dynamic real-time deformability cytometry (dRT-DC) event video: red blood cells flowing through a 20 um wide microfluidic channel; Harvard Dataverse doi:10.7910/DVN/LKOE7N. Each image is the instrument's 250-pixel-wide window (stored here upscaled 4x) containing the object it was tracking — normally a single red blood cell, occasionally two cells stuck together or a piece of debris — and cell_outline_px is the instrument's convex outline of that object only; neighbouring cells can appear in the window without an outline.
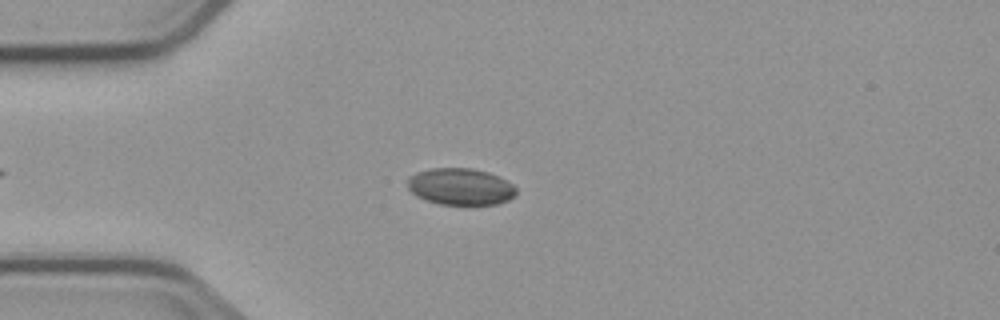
{"species": "common noctule bat (a hibernating species)", "species_latin": "Nyctalus noctula", "temperature_condition": "cold", "stored_images_in_passage": 5, "camera_frame_rate_fps": 3000, "um_per_image_px": 0.085, "animal": {"sex": "male", "body_mass_g": 23.1, "forearm_length_mm": 52.7}, "frame": {"image": 1, "passage_image": 4, "time_ms": 3.333, "image_size_px": [1000, 320], "cell_outline_px": [[516, 196], [500, 204], [440, 204], [416, 196], [408, 188], [408, 176], [416, 172], [432, 168], [472, 168], [488, 172], [500, 176], [512, 184], [516, 188]], "centroid_in_image_um": [39.16, 15.85], "position_along_channel_um": 45.8, "area_um2": 23.35}}
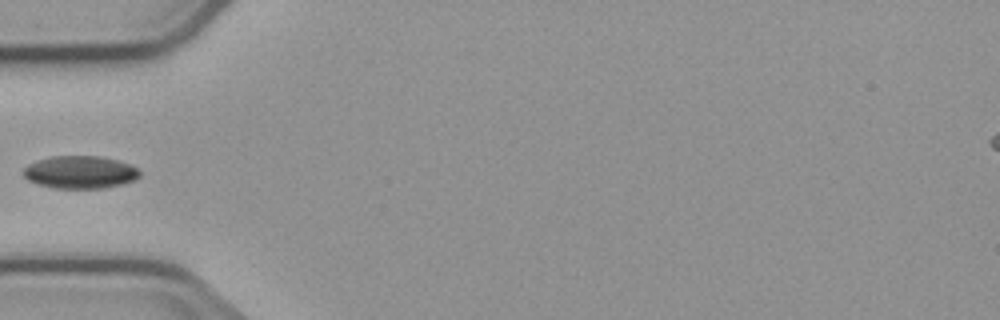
{"frame": {"image": 2, "passage_image": 5, "time_ms": 4.667, "image_size_px": [1000, 320], "cell_outline_px": [[140, 176], [136, 180], [124, 184], [104, 188], [52, 188], [28, 180], [24, 176], [24, 168], [28, 164], [52, 156], [100, 156], [132, 164], [140, 172]], "centroid_in_image_um": [6.86, 14.64], "position_along_channel_um": 78.1, "area_um2": 22.14}}